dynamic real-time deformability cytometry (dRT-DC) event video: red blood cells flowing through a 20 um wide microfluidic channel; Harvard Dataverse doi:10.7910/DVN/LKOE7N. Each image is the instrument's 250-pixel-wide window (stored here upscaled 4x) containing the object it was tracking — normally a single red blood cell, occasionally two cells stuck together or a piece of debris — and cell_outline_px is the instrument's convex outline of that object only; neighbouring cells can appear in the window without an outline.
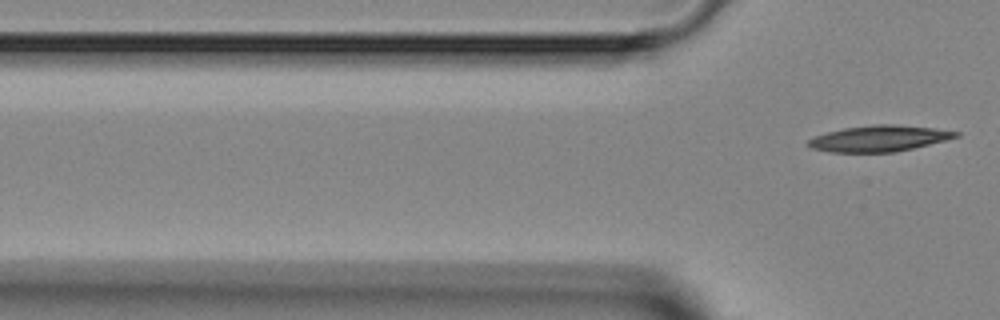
{"species": "Egyptian fruit bat (a non-hibernating species)", "species_latin": "Rousettus aegyptiacus", "temperature_condition": "room temperature", "stored_images_in_passage": 6, "camera_frame_rate_fps": 3000, "um_per_image_px": 0.085, "animal": {"sex": "female"}, "frame": {"image": 1, "passage_image": 6, "time_ms": 6.667, "image_size_px": [1000, 320], "cell_outline_px": [[960, 136], [896, 152], [828, 152], [812, 148], [804, 144], [808, 140], [816, 136], [828, 132], [844, 128], [872, 124], [896, 124], [932, 128], [960, 132]], "centroid_in_image_um": [74.68, 11.77], "position_along_channel_um": 51.1, "area_um2": 22.25}}